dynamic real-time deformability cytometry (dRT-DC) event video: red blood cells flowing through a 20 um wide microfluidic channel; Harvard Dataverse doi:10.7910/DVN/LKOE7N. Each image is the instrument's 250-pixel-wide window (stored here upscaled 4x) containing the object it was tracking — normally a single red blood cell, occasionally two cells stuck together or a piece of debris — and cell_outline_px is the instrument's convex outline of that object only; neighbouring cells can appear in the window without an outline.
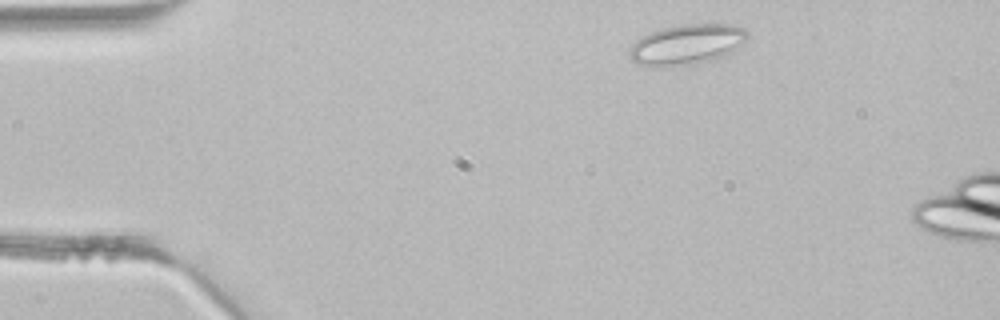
{"species": "common noctule bat (a hibernating species)", "species_latin": "Nyctalus noctula", "temperature_condition": "room temperature", "stored_images_in_passage": 5, "camera_frame_rate_fps": 3000, "um_per_image_px": 0.085, "animal": {"sex": "male", "body_mass_g": 21.5, "forearm_length_mm": 52.0}, "frame": {"image": 1, "passage_image": 1, "time_ms": 0.0, "image_size_px": [1000, 320], "cell_outline_px": [[748, 36], [732, 52], [716, 60], [692, 64], [636, 64], [628, 60], [628, 52], [632, 44], [640, 36], [660, 28], [680, 24], [728, 24], [744, 28], [748, 32]], "centroid_in_image_um": [58.36, 3.75], "position_along_channel_um": 26.6, "area_um2": 27.51}}